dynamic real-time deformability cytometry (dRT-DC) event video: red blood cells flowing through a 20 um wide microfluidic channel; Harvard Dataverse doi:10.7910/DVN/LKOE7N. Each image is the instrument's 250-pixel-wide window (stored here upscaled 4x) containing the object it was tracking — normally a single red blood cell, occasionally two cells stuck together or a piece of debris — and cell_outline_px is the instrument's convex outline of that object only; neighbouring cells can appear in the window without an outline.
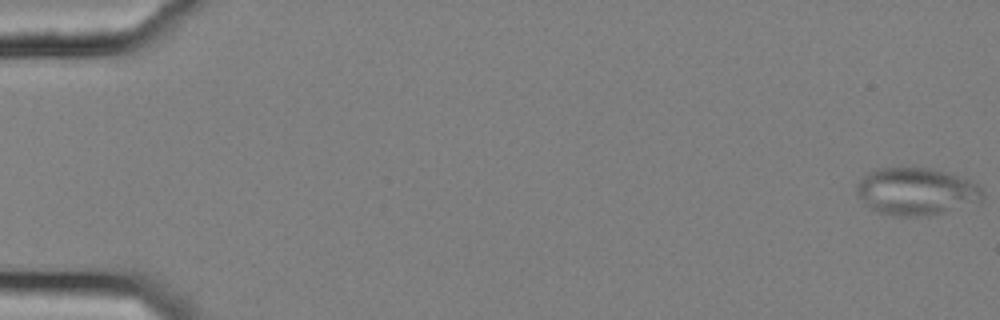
{"species": "common noctule bat (a hibernating species)", "species_latin": "Nyctalus noctula", "temperature_condition": "cold", "stored_images_in_passage": 56, "camera_frame_rate_fps": 3000, "um_per_image_px": 0.085, "animal": {"sex": "female", "body_mass_g": 25.1}, "frame": {"image": 1, "passage_image": 1, "time_ms": 0.0, "image_size_px": [1000, 320], "cell_outline_px": [[984, 200], [980, 204], [928, 216], [896, 216], [876, 212], [864, 204], [856, 192], [856, 184], [868, 172], [876, 168], [932, 168], [968, 180], [976, 184], [984, 192]], "centroid_in_image_um": [77.9, 16.3], "position_along_channel_um": 7.1, "area_um2": 35.2}}
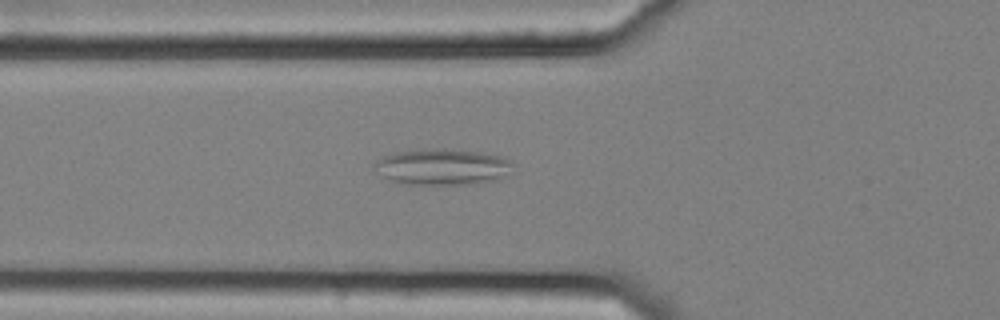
{"frame": {"image": 2, "passage_image": 21, "time_ms": 6.667, "image_size_px": [1000, 320], "cell_outline_px": [[512, 164], [500, 180], [472, 184], [404, 184], [392, 180], [384, 176], [376, 164], [376, 160], [384, 156], [396, 152], [420, 148], [452, 148], [480, 152], [500, 156], [508, 160]], "centroid_in_image_um": [37.63, 14.16], "position_along_channel_um": 88.2, "area_um2": 28.9}}
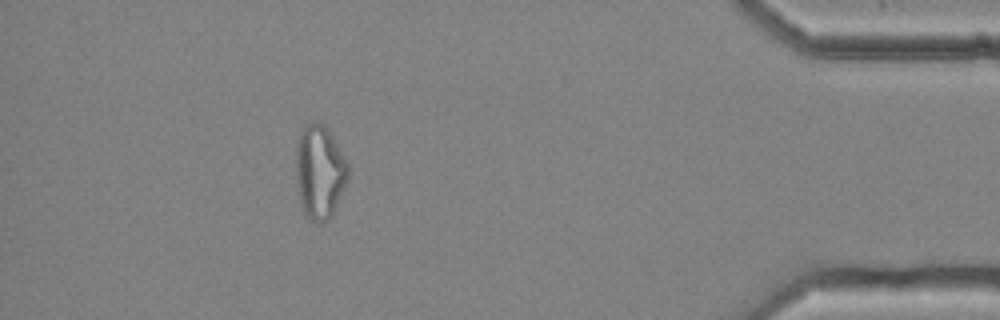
{"frame": {"image": 3, "passage_image": 51, "time_ms": 16.667, "image_size_px": [1000, 320], "cell_outline_px": [[348, 180], [332, 216], [324, 224], [320, 224], [312, 220], [304, 212], [300, 200], [296, 176], [296, 148], [300, 132], [304, 124], [312, 120], [320, 120], [324, 124], [332, 136], [344, 156], [348, 164]], "centroid_in_image_um": [27.17, 14.58], "position_along_channel_um": 408.0, "area_um2": 28.73}, "authors_computed_cell_mechanics": {"area_um2": 27.3683, "velocity_mm_per_s": 3.6586, "shape_relaxation_time_tau1_ms": null, "shape_relaxation_time_tau2_ms": 1.59, "deformation_change_tau1": null, "deformation_change_tau2": 0.098}}